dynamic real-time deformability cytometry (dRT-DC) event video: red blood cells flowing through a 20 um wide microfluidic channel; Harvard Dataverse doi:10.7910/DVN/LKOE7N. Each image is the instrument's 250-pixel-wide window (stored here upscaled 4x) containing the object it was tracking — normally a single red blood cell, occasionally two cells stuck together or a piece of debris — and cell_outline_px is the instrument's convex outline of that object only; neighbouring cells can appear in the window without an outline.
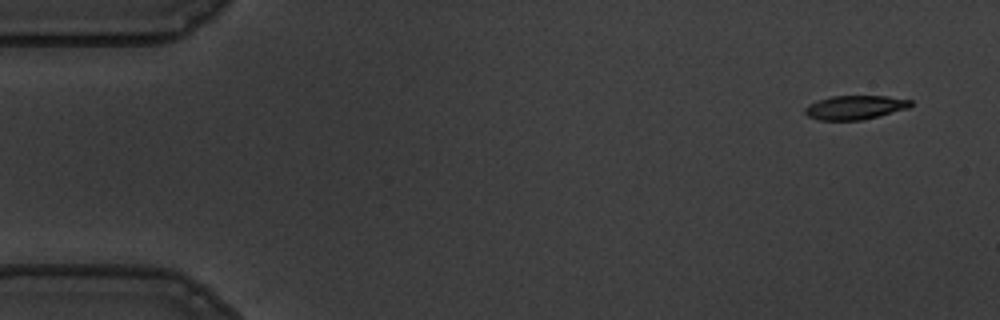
{"species": "common noctule bat (a hibernating species)", "species_latin": "Nyctalus noctula", "temperature_condition": "warm", "stored_images_in_passage": 14, "camera_frame_rate_fps": 3000, "um_per_image_px": 0.085, "animal": {"sex": "male", "body_mass_g": 19.5, "forearm_length_mm": 54.6}, "frame": {"image": 1, "passage_image": 1, "time_ms": 0.0, "image_size_px": [1000, 320], "cell_outline_px": [[912, 104], [908, 108], [860, 120], [820, 120], [808, 116], [804, 112], [804, 108], [808, 104], [816, 100], [832, 96], [888, 96], [912, 100]], "centroid_in_image_um": [72.63, 9.12], "position_along_channel_um": 12.4, "area_um2": 14.68}}
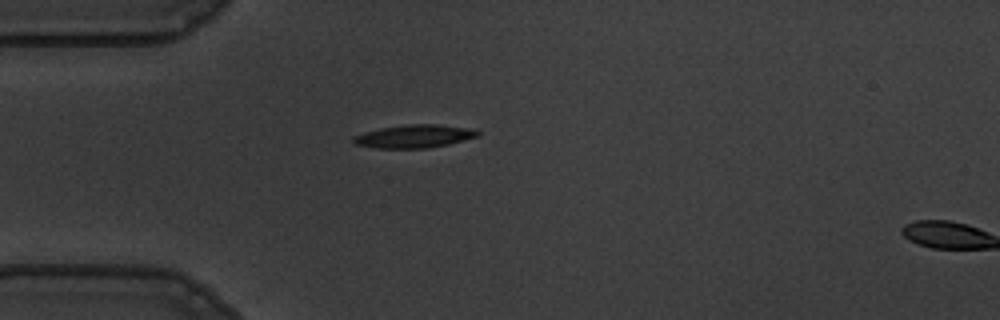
{"frame": {"image": 2, "passage_image": 13, "time_ms": 4.0, "image_size_px": [1000, 320], "cell_outline_px": [[480, 132], [476, 136], [448, 144], [428, 148], [376, 148], [356, 144], [352, 140], [352, 136], [364, 132], [380, 128], [408, 124], [436, 124], [468, 128]], "centroid_in_image_um": [35.15, 11.58], "position_along_channel_um": 49.9, "area_um2": 16.47}}